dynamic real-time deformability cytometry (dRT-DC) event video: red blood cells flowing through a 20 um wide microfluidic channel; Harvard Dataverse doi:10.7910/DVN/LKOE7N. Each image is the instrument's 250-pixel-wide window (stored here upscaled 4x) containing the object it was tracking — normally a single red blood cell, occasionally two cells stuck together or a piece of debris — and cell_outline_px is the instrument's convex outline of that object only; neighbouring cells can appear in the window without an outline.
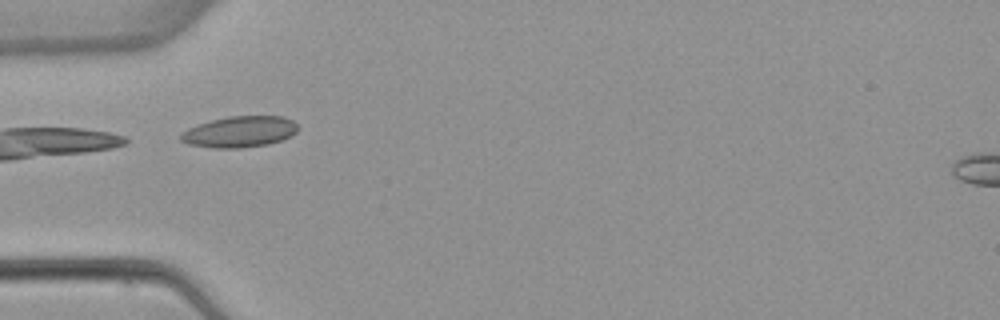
{"species": "common noctule bat (a hibernating species)", "species_latin": "Nyctalus noctula", "temperature_condition": "warm", "stored_images_in_passage": 5, "camera_frame_rate_fps": 3000, "um_per_image_px": 0.085, "animal": {"sex": "female", "body_mass_g": 22.7, "forearm_length_mm": 54.2}, "frame": {"image": 1, "passage_image": 4, "time_ms": 3.333, "image_size_px": [1000, 320], "cell_outline_px": [[300, 128], [292, 136], [268, 144], [240, 148], [212, 148], [188, 144], [180, 140], [180, 132], [196, 124], [228, 116], [284, 116], [292, 120]], "centroid_in_image_um": [20.36, 11.2], "position_along_channel_um": 64.6, "area_um2": 21.44}}
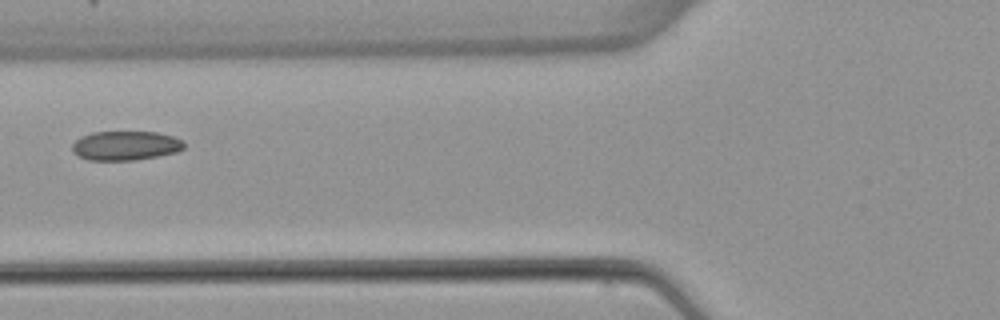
{"frame": {"image": 2, "passage_image": 5, "time_ms": 4.667, "image_size_px": [1000, 320], "cell_outline_px": [[184, 148], [176, 152], [156, 156], [132, 160], [88, 160], [72, 152], [72, 144], [80, 136], [92, 132], [156, 132], [172, 136], [184, 140]], "centroid_in_image_um": [10.65, 12.37], "position_along_channel_um": 115.1, "area_um2": 19.02}}